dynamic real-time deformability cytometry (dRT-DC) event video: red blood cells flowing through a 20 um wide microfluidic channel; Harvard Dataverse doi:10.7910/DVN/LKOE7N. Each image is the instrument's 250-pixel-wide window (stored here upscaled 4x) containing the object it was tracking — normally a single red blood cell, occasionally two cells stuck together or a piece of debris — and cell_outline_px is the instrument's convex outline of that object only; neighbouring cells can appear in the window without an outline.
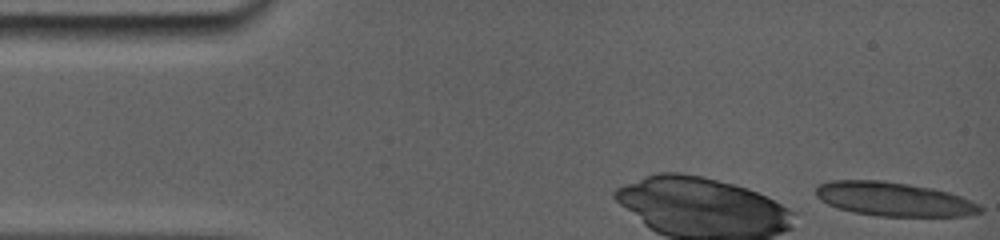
{"species": "common noctule bat (a hibernating species)", "species_latin": "Nyctalus noctula", "temperature_condition": "room temperature", "stored_images_in_passage": 2, "camera_frame_rate_fps": 5000, "um_per_image_px": 0.085, "animal": {"sex": "female", "body_mass_g": 19.0, "forearm_length_mm": 56.7}, "frame": {"image": 1, "passage_image": 1, "time_ms": 0.0, "image_size_px": [1000, 240], "cell_outline_px": [[984, 212], [964, 216], [876, 216], [852, 212], [828, 204], [820, 200], [816, 196], [816, 188], [820, 184], [832, 180], [880, 180], [928, 188], [948, 192], [972, 200], [980, 204], [984, 208]], "centroid_in_image_um": [76.0, 16.94], "position_along_channel_um": 9.0, "area_um2": 32.37}}